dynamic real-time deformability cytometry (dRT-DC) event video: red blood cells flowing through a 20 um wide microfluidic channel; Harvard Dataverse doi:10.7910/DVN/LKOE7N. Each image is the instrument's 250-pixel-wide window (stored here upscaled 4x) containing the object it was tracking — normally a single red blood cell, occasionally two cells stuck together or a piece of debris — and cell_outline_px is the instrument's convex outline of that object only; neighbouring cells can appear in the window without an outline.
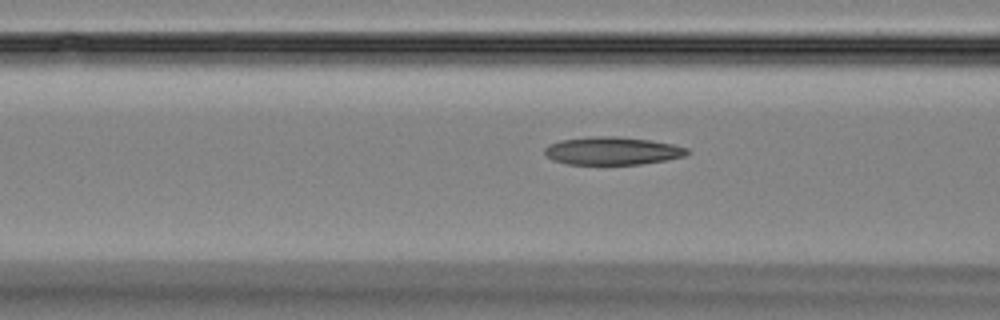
{"species": "Egyptian fruit bat (a non-hibernating species)", "species_latin": "Rousettus aegyptiacus", "temperature_condition": "room temperature", "stored_images_in_passage": 14, "camera_frame_rate_fps": 3000, "um_per_image_px": 0.085, "animal": {"sex": "female"}, "frame": {"image": 1, "passage_image": 12, "time_ms": 3.667, "image_size_px": [1000, 320], "cell_outline_px": [[692, 152], [684, 156], [664, 160], [640, 164], [568, 164], [552, 160], [544, 152], [544, 148], [548, 144], [560, 140], [596, 136], [616, 136], [648, 140], [672, 144], [688, 148]], "centroid_in_image_um": [52.04, 12.82], "position_along_channel_um": 114.6, "area_um2": 23.06}}